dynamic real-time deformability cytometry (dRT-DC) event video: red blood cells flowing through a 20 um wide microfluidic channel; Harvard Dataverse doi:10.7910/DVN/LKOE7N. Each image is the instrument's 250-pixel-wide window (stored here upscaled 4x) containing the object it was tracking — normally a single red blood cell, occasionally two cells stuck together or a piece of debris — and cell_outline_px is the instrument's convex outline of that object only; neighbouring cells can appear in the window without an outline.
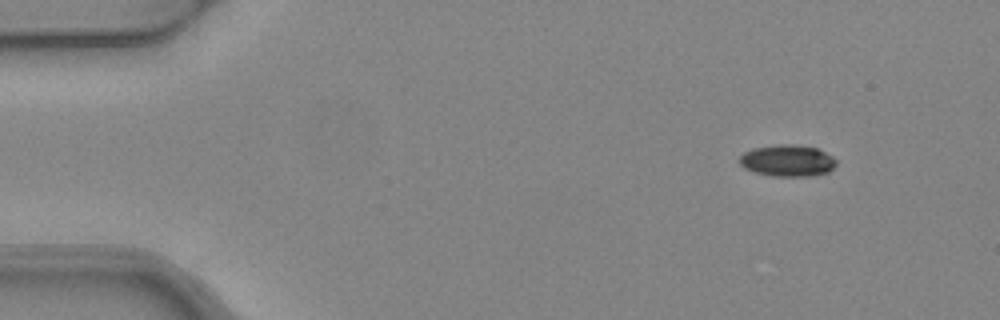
{"species": "common noctule bat (a hibernating species)", "species_latin": "Nyctalus noctula", "temperature_condition": "warm", "stored_images_in_passage": 4, "camera_frame_rate_fps": 3000, "um_per_image_px": 0.085, "animal": {"sex": "female", "body_mass_g": 24.6, "forearm_length_mm": 56.2}, "frame": {"image": 1, "passage_image": 1, "time_ms": 0.0, "image_size_px": [1000, 320], "cell_outline_px": [[836, 164], [828, 172], [812, 176], [772, 176], [752, 172], [744, 168], [740, 164], [740, 156], [744, 152], [752, 148], [780, 144], [792, 144], [816, 148], [832, 156], [836, 160]], "centroid_in_image_um": [66.91, 13.66], "position_along_channel_um": 18.1, "area_um2": 17.86}}